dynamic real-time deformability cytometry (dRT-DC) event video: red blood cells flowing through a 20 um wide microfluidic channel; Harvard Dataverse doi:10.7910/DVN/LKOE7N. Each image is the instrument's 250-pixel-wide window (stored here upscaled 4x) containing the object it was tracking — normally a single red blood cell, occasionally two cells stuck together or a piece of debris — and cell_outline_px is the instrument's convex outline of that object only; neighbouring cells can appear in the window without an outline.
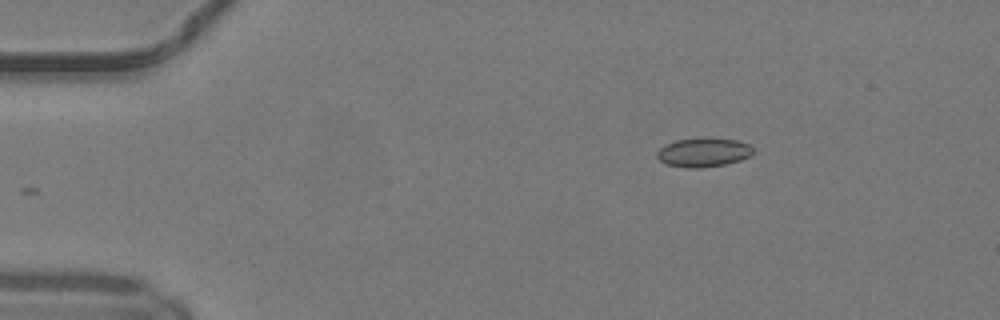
{"species": "common noctule bat (a hibernating species)", "species_latin": "Nyctalus noctula", "temperature_condition": "warm", "stored_images_in_passage": 43, "camera_frame_rate_fps": 3000, "um_per_image_px": 0.085, "animal": {"sex": "male", "body_mass_g": 19.2, "forearm_length_mm": 51.8}, "frame": {"image": 1, "passage_image": 1, "time_ms": 0.0, "image_size_px": [1000, 320], "cell_outline_px": [[756, 152], [740, 160], [728, 164], [700, 168], [684, 168], [668, 164], [660, 160], [656, 156], [656, 152], [664, 144], [676, 140], [704, 136], [708, 136], [736, 140], [748, 144]], "centroid_in_image_um": [59.79, 12.93], "position_along_channel_um": 25.2, "area_um2": 16.7}}
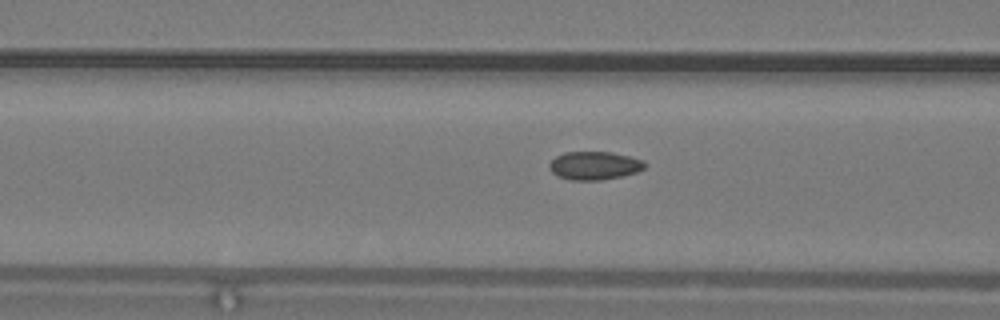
{"frame": {"image": 2, "passage_image": 13, "time_ms": 4.0, "image_size_px": [1000, 320], "cell_outline_px": [[644, 168], [636, 172], [620, 176], [600, 180], [572, 180], [556, 176], [548, 168], [548, 164], [556, 156], [564, 152], [612, 152], [644, 160]], "centroid_in_image_um": [50.47, 14.07], "position_along_channel_um": 116.1, "area_um2": 15.66}}
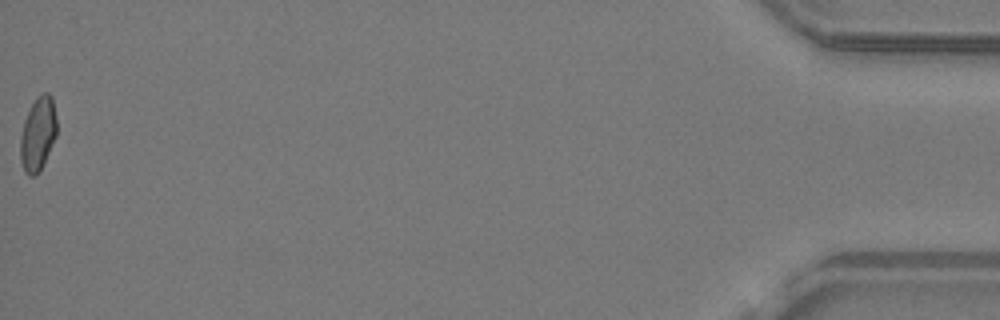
{"frame": {"image": 3, "passage_image": 43, "time_ms": 14.0, "image_size_px": [1000, 320], "cell_outline_px": [[56, 136], [40, 172], [36, 176], [28, 176], [24, 172], [20, 160], [20, 136], [24, 120], [36, 96], [44, 92], [48, 92], [52, 96], [56, 116]], "centroid_in_image_um": [3.21, 11.4], "position_along_channel_um": 432.0, "area_um2": 15.9}, "authors_computed_cell_mechanics": {"area_um2": 15.7216, "velocity_mm_per_s": 4.1667, "shape_relaxation_time_tau1_ms": null, "shape_relaxation_time_tau2_ms": 1.3204, "deformation_change_tau1": null, "deformation_change_tau2": 0.0667}}